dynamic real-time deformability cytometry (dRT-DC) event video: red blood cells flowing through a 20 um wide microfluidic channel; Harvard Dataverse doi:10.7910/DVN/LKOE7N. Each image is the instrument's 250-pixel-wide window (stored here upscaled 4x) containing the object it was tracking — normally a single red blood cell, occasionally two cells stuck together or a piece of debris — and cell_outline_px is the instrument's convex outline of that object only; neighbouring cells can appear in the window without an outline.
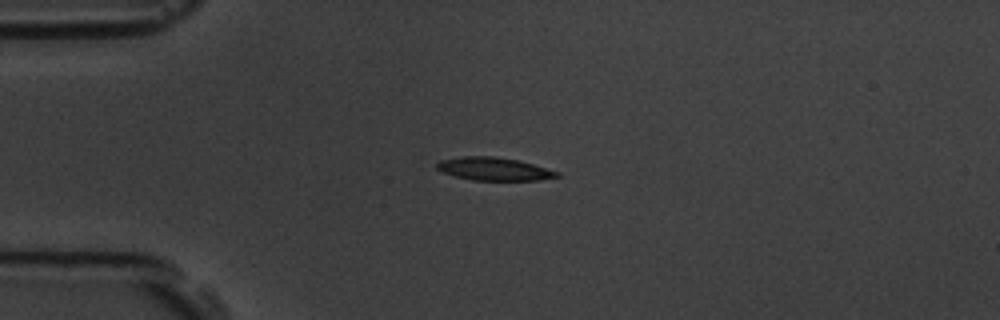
{"species": "common noctule bat (a hibernating species)", "species_latin": "Nyctalus noctula", "temperature_condition": "room temperature", "stored_images_in_passage": 6, "camera_frame_rate_fps": 3000, "um_per_image_px": 0.085, "animal": {"sex": "male", "body_mass_g": 19.5, "forearm_length_mm": 54.6}, "frame": {"image": 1, "passage_image": 5, "time_ms": 4.667, "image_size_px": [1000, 320], "cell_outline_px": [[560, 176], [540, 180], [472, 180], [440, 172], [436, 168], [436, 164], [440, 160], [460, 156], [492, 156], [516, 160], [532, 164], [560, 172]], "centroid_in_image_um": [41.95, 14.36], "position_along_channel_um": 43.1, "area_um2": 16.07}}